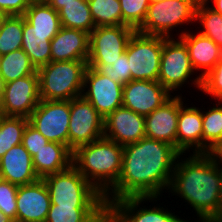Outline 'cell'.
<instances>
[{
  "instance_id": "obj_33",
  "label": "cell",
  "mask_w": 222,
  "mask_h": 222,
  "mask_svg": "<svg viewBox=\"0 0 222 222\" xmlns=\"http://www.w3.org/2000/svg\"><path fill=\"white\" fill-rule=\"evenodd\" d=\"M29 120L25 117L5 116L0 124V158L13 146L22 143Z\"/></svg>"
},
{
  "instance_id": "obj_30",
  "label": "cell",
  "mask_w": 222,
  "mask_h": 222,
  "mask_svg": "<svg viewBox=\"0 0 222 222\" xmlns=\"http://www.w3.org/2000/svg\"><path fill=\"white\" fill-rule=\"evenodd\" d=\"M195 22L202 27L198 33L210 38L222 49V15L210 8L207 3H198Z\"/></svg>"
},
{
  "instance_id": "obj_48",
  "label": "cell",
  "mask_w": 222,
  "mask_h": 222,
  "mask_svg": "<svg viewBox=\"0 0 222 222\" xmlns=\"http://www.w3.org/2000/svg\"><path fill=\"white\" fill-rule=\"evenodd\" d=\"M197 4L198 3H205L207 0H194Z\"/></svg>"
},
{
  "instance_id": "obj_3",
  "label": "cell",
  "mask_w": 222,
  "mask_h": 222,
  "mask_svg": "<svg viewBox=\"0 0 222 222\" xmlns=\"http://www.w3.org/2000/svg\"><path fill=\"white\" fill-rule=\"evenodd\" d=\"M122 155L123 146L103 136L78 147L72 165L104 196L120 176Z\"/></svg>"
},
{
  "instance_id": "obj_17",
  "label": "cell",
  "mask_w": 222,
  "mask_h": 222,
  "mask_svg": "<svg viewBox=\"0 0 222 222\" xmlns=\"http://www.w3.org/2000/svg\"><path fill=\"white\" fill-rule=\"evenodd\" d=\"M104 137L121 146L136 143L145 136V116L123 106L104 118Z\"/></svg>"
},
{
  "instance_id": "obj_28",
  "label": "cell",
  "mask_w": 222,
  "mask_h": 222,
  "mask_svg": "<svg viewBox=\"0 0 222 222\" xmlns=\"http://www.w3.org/2000/svg\"><path fill=\"white\" fill-rule=\"evenodd\" d=\"M36 71L22 49L0 56V75L5 83L33 75Z\"/></svg>"
},
{
  "instance_id": "obj_23",
  "label": "cell",
  "mask_w": 222,
  "mask_h": 222,
  "mask_svg": "<svg viewBox=\"0 0 222 222\" xmlns=\"http://www.w3.org/2000/svg\"><path fill=\"white\" fill-rule=\"evenodd\" d=\"M73 152L64 144L48 142L32 157L39 179L67 170L72 165Z\"/></svg>"
},
{
  "instance_id": "obj_40",
  "label": "cell",
  "mask_w": 222,
  "mask_h": 222,
  "mask_svg": "<svg viewBox=\"0 0 222 222\" xmlns=\"http://www.w3.org/2000/svg\"><path fill=\"white\" fill-rule=\"evenodd\" d=\"M214 163L222 165V138L213 144L205 153Z\"/></svg>"
},
{
  "instance_id": "obj_14",
  "label": "cell",
  "mask_w": 222,
  "mask_h": 222,
  "mask_svg": "<svg viewBox=\"0 0 222 222\" xmlns=\"http://www.w3.org/2000/svg\"><path fill=\"white\" fill-rule=\"evenodd\" d=\"M40 100L39 77L36 71L33 75L6 83L0 107L5 116L29 118Z\"/></svg>"
},
{
  "instance_id": "obj_45",
  "label": "cell",
  "mask_w": 222,
  "mask_h": 222,
  "mask_svg": "<svg viewBox=\"0 0 222 222\" xmlns=\"http://www.w3.org/2000/svg\"><path fill=\"white\" fill-rule=\"evenodd\" d=\"M0 222H14V221L0 211Z\"/></svg>"
},
{
  "instance_id": "obj_39",
  "label": "cell",
  "mask_w": 222,
  "mask_h": 222,
  "mask_svg": "<svg viewBox=\"0 0 222 222\" xmlns=\"http://www.w3.org/2000/svg\"><path fill=\"white\" fill-rule=\"evenodd\" d=\"M33 0H0V11L5 16L24 15Z\"/></svg>"
},
{
  "instance_id": "obj_32",
  "label": "cell",
  "mask_w": 222,
  "mask_h": 222,
  "mask_svg": "<svg viewBox=\"0 0 222 222\" xmlns=\"http://www.w3.org/2000/svg\"><path fill=\"white\" fill-rule=\"evenodd\" d=\"M88 3L95 27L127 25L122 20L119 0H88Z\"/></svg>"
},
{
  "instance_id": "obj_19",
  "label": "cell",
  "mask_w": 222,
  "mask_h": 222,
  "mask_svg": "<svg viewBox=\"0 0 222 222\" xmlns=\"http://www.w3.org/2000/svg\"><path fill=\"white\" fill-rule=\"evenodd\" d=\"M187 29H181L176 35L185 43L192 67L196 73L201 70L199 75L203 78L220 60L222 49L210 38Z\"/></svg>"
},
{
  "instance_id": "obj_43",
  "label": "cell",
  "mask_w": 222,
  "mask_h": 222,
  "mask_svg": "<svg viewBox=\"0 0 222 222\" xmlns=\"http://www.w3.org/2000/svg\"><path fill=\"white\" fill-rule=\"evenodd\" d=\"M205 3H207L210 8L222 15V0H207Z\"/></svg>"
},
{
  "instance_id": "obj_10",
  "label": "cell",
  "mask_w": 222,
  "mask_h": 222,
  "mask_svg": "<svg viewBox=\"0 0 222 222\" xmlns=\"http://www.w3.org/2000/svg\"><path fill=\"white\" fill-rule=\"evenodd\" d=\"M136 30L128 25L98 26L89 34L88 65L114 64Z\"/></svg>"
},
{
  "instance_id": "obj_37",
  "label": "cell",
  "mask_w": 222,
  "mask_h": 222,
  "mask_svg": "<svg viewBox=\"0 0 222 222\" xmlns=\"http://www.w3.org/2000/svg\"><path fill=\"white\" fill-rule=\"evenodd\" d=\"M17 191L18 186L0 179V211L17 222Z\"/></svg>"
},
{
  "instance_id": "obj_38",
  "label": "cell",
  "mask_w": 222,
  "mask_h": 222,
  "mask_svg": "<svg viewBox=\"0 0 222 222\" xmlns=\"http://www.w3.org/2000/svg\"><path fill=\"white\" fill-rule=\"evenodd\" d=\"M48 142L49 140L28 122L23 132L22 144L31 157L35 156Z\"/></svg>"
},
{
  "instance_id": "obj_6",
  "label": "cell",
  "mask_w": 222,
  "mask_h": 222,
  "mask_svg": "<svg viewBox=\"0 0 222 222\" xmlns=\"http://www.w3.org/2000/svg\"><path fill=\"white\" fill-rule=\"evenodd\" d=\"M197 3L194 0H159L150 2L146 18L136 30L145 35L171 38L174 31L182 25L195 26V11ZM187 25H186V24ZM175 28V30H173ZM173 31V33H171Z\"/></svg>"
},
{
  "instance_id": "obj_2",
  "label": "cell",
  "mask_w": 222,
  "mask_h": 222,
  "mask_svg": "<svg viewBox=\"0 0 222 222\" xmlns=\"http://www.w3.org/2000/svg\"><path fill=\"white\" fill-rule=\"evenodd\" d=\"M169 192L172 196L181 197V200L183 198V202L193 208L198 217L194 222H217L220 165L205 153L180 154L175 163Z\"/></svg>"
},
{
  "instance_id": "obj_12",
  "label": "cell",
  "mask_w": 222,
  "mask_h": 222,
  "mask_svg": "<svg viewBox=\"0 0 222 222\" xmlns=\"http://www.w3.org/2000/svg\"><path fill=\"white\" fill-rule=\"evenodd\" d=\"M28 120L50 142L68 147L70 101L41 99Z\"/></svg>"
},
{
  "instance_id": "obj_21",
  "label": "cell",
  "mask_w": 222,
  "mask_h": 222,
  "mask_svg": "<svg viewBox=\"0 0 222 222\" xmlns=\"http://www.w3.org/2000/svg\"><path fill=\"white\" fill-rule=\"evenodd\" d=\"M184 104L179 110L177 126V151L180 154L202 153V110ZM190 106V107H189Z\"/></svg>"
},
{
  "instance_id": "obj_26",
  "label": "cell",
  "mask_w": 222,
  "mask_h": 222,
  "mask_svg": "<svg viewBox=\"0 0 222 222\" xmlns=\"http://www.w3.org/2000/svg\"><path fill=\"white\" fill-rule=\"evenodd\" d=\"M23 16L40 33H58L62 27L58 11L45 0H33Z\"/></svg>"
},
{
  "instance_id": "obj_42",
  "label": "cell",
  "mask_w": 222,
  "mask_h": 222,
  "mask_svg": "<svg viewBox=\"0 0 222 222\" xmlns=\"http://www.w3.org/2000/svg\"><path fill=\"white\" fill-rule=\"evenodd\" d=\"M219 207L217 210V222L222 221V165H220V192H219Z\"/></svg>"
},
{
  "instance_id": "obj_15",
  "label": "cell",
  "mask_w": 222,
  "mask_h": 222,
  "mask_svg": "<svg viewBox=\"0 0 222 222\" xmlns=\"http://www.w3.org/2000/svg\"><path fill=\"white\" fill-rule=\"evenodd\" d=\"M172 96L158 81L131 80L123 85L122 106L146 116Z\"/></svg>"
},
{
  "instance_id": "obj_44",
  "label": "cell",
  "mask_w": 222,
  "mask_h": 222,
  "mask_svg": "<svg viewBox=\"0 0 222 222\" xmlns=\"http://www.w3.org/2000/svg\"><path fill=\"white\" fill-rule=\"evenodd\" d=\"M5 84L6 83L4 82L3 78L0 76V105H1L2 99H3Z\"/></svg>"
},
{
  "instance_id": "obj_22",
  "label": "cell",
  "mask_w": 222,
  "mask_h": 222,
  "mask_svg": "<svg viewBox=\"0 0 222 222\" xmlns=\"http://www.w3.org/2000/svg\"><path fill=\"white\" fill-rule=\"evenodd\" d=\"M89 34L83 30L61 27L51 40V61H87Z\"/></svg>"
},
{
  "instance_id": "obj_9",
  "label": "cell",
  "mask_w": 222,
  "mask_h": 222,
  "mask_svg": "<svg viewBox=\"0 0 222 222\" xmlns=\"http://www.w3.org/2000/svg\"><path fill=\"white\" fill-rule=\"evenodd\" d=\"M160 199V197H127L116 200L107 207V222H189L187 218L178 216L172 209L169 210L166 205L165 208L158 203L153 206L158 200L160 202ZM146 202L153 204L145 207L143 204Z\"/></svg>"
},
{
  "instance_id": "obj_35",
  "label": "cell",
  "mask_w": 222,
  "mask_h": 222,
  "mask_svg": "<svg viewBox=\"0 0 222 222\" xmlns=\"http://www.w3.org/2000/svg\"><path fill=\"white\" fill-rule=\"evenodd\" d=\"M128 62L125 49V52L114 64L88 65V67L97 69L101 74L108 76L114 82L124 85L131 81V71L129 70Z\"/></svg>"
},
{
  "instance_id": "obj_8",
  "label": "cell",
  "mask_w": 222,
  "mask_h": 222,
  "mask_svg": "<svg viewBox=\"0 0 222 222\" xmlns=\"http://www.w3.org/2000/svg\"><path fill=\"white\" fill-rule=\"evenodd\" d=\"M162 48L163 36L133 33L126 46L131 80L158 81Z\"/></svg>"
},
{
  "instance_id": "obj_5",
  "label": "cell",
  "mask_w": 222,
  "mask_h": 222,
  "mask_svg": "<svg viewBox=\"0 0 222 222\" xmlns=\"http://www.w3.org/2000/svg\"><path fill=\"white\" fill-rule=\"evenodd\" d=\"M51 204L59 206H106L103 195L71 165L43 178Z\"/></svg>"
},
{
  "instance_id": "obj_20",
  "label": "cell",
  "mask_w": 222,
  "mask_h": 222,
  "mask_svg": "<svg viewBox=\"0 0 222 222\" xmlns=\"http://www.w3.org/2000/svg\"><path fill=\"white\" fill-rule=\"evenodd\" d=\"M0 179L16 186L39 180L33 168L32 157L22 143L13 146L0 158Z\"/></svg>"
},
{
  "instance_id": "obj_27",
  "label": "cell",
  "mask_w": 222,
  "mask_h": 222,
  "mask_svg": "<svg viewBox=\"0 0 222 222\" xmlns=\"http://www.w3.org/2000/svg\"><path fill=\"white\" fill-rule=\"evenodd\" d=\"M61 26L79 29L90 34L95 28L88 0H76L58 10Z\"/></svg>"
},
{
  "instance_id": "obj_31",
  "label": "cell",
  "mask_w": 222,
  "mask_h": 222,
  "mask_svg": "<svg viewBox=\"0 0 222 222\" xmlns=\"http://www.w3.org/2000/svg\"><path fill=\"white\" fill-rule=\"evenodd\" d=\"M214 106L202 111V153L222 138V101H216Z\"/></svg>"
},
{
  "instance_id": "obj_24",
  "label": "cell",
  "mask_w": 222,
  "mask_h": 222,
  "mask_svg": "<svg viewBox=\"0 0 222 222\" xmlns=\"http://www.w3.org/2000/svg\"><path fill=\"white\" fill-rule=\"evenodd\" d=\"M57 33H40L34 30L23 16L22 50L38 70L51 62V40Z\"/></svg>"
},
{
  "instance_id": "obj_7",
  "label": "cell",
  "mask_w": 222,
  "mask_h": 222,
  "mask_svg": "<svg viewBox=\"0 0 222 222\" xmlns=\"http://www.w3.org/2000/svg\"><path fill=\"white\" fill-rule=\"evenodd\" d=\"M194 73L196 77L192 78ZM158 82L173 95L176 93L181 95V92L177 91H181L186 83L189 86L191 84L200 92L202 78L192 67L188 49L179 37L176 39L175 37H163ZM189 82L191 83L189 84Z\"/></svg>"
},
{
  "instance_id": "obj_1",
  "label": "cell",
  "mask_w": 222,
  "mask_h": 222,
  "mask_svg": "<svg viewBox=\"0 0 222 222\" xmlns=\"http://www.w3.org/2000/svg\"><path fill=\"white\" fill-rule=\"evenodd\" d=\"M179 155L170 144L147 137L123 146L120 176L103 196L106 207L127 197H162Z\"/></svg>"
},
{
  "instance_id": "obj_13",
  "label": "cell",
  "mask_w": 222,
  "mask_h": 222,
  "mask_svg": "<svg viewBox=\"0 0 222 222\" xmlns=\"http://www.w3.org/2000/svg\"><path fill=\"white\" fill-rule=\"evenodd\" d=\"M82 96L105 118L122 106L123 85L114 82L97 69L87 67Z\"/></svg>"
},
{
  "instance_id": "obj_18",
  "label": "cell",
  "mask_w": 222,
  "mask_h": 222,
  "mask_svg": "<svg viewBox=\"0 0 222 222\" xmlns=\"http://www.w3.org/2000/svg\"><path fill=\"white\" fill-rule=\"evenodd\" d=\"M16 202L17 222H45L51 199L43 179L18 186Z\"/></svg>"
},
{
  "instance_id": "obj_36",
  "label": "cell",
  "mask_w": 222,
  "mask_h": 222,
  "mask_svg": "<svg viewBox=\"0 0 222 222\" xmlns=\"http://www.w3.org/2000/svg\"><path fill=\"white\" fill-rule=\"evenodd\" d=\"M200 92L211 96L214 101H222V56L214 68L202 78Z\"/></svg>"
},
{
  "instance_id": "obj_16",
  "label": "cell",
  "mask_w": 222,
  "mask_h": 222,
  "mask_svg": "<svg viewBox=\"0 0 222 222\" xmlns=\"http://www.w3.org/2000/svg\"><path fill=\"white\" fill-rule=\"evenodd\" d=\"M185 97L173 95L161 107L145 116V136L170 144L177 150V126L179 110Z\"/></svg>"
},
{
  "instance_id": "obj_46",
  "label": "cell",
  "mask_w": 222,
  "mask_h": 222,
  "mask_svg": "<svg viewBox=\"0 0 222 222\" xmlns=\"http://www.w3.org/2000/svg\"><path fill=\"white\" fill-rule=\"evenodd\" d=\"M4 117H5L4 111L0 107V124H1V121Z\"/></svg>"
},
{
  "instance_id": "obj_11",
  "label": "cell",
  "mask_w": 222,
  "mask_h": 222,
  "mask_svg": "<svg viewBox=\"0 0 222 222\" xmlns=\"http://www.w3.org/2000/svg\"><path fill=\"white\" fill-rule=\"evenodd\" d=\"M104 136V118L83 96L70 100L68 148L74 152Z\"/></svg>"
},
{
  "instance_id": "obj_34",
  "label": "cell",
  "mask_w": 222,
  "mask_h": 222,
  "mask_svg": "<svg viewBox=\"0 0 222 222\" xmlns=\"http://www.w3.org/2000/svg\"><path fill=\"white\" fill-rule=\"evenodd\" d=\"M122 11V20L128 25L137 30L144 22L149 0H119Z\"/></svg>"
},
{
  "instance_id": "obj_29",
  "label": "cell",
  "mask_w": 222,
  "mask_h": 222,
  "mask_svg": "<svg viewBox=\"0 0 222 222\" xmlns=\"http://www.w3.org/2000/svg\"><path fill=\"white\" fill-rule=\"evenodd\" d=\"M23 15L5 16L0 25V56L22 49Z\"/></svg>"
},
{
  "instance_id": "obj_47",
  "label": "cell",
  "mask_w": 222,
  "mask_h": 222,
  "mask_svg": "<svg viewBox=\"0 0 222 222\" xmlns=\"http://www.w3.org/2000/svg\"><path fill=\"white\" fill-rule=\"evenodd\" d=\"M4 17H5V15L0 11V25H1V22H2Z\"/></svg>"
},
{
  "instance_id": "obj_25",
  "label": "cell",
  "mask_w": 222,
  "mask_h": 222,
  "mask_svg": "<svg viewBox=\"0 0 222 222\" xmlns=\"http://www.w3.org/2000/svg\"><path fill=\"white\" fill-rule=\"evenodd\" d=\"M45 222H107V207L51 204Z\"/></svg>"
},
{
  "instance_id": "obj_41",
  "label": "cell",
  "mask_w": 222,
  "mask_h": 222,
  "mask_svg": "<svg viewBox=\"0 0 222 222\" xmlns=\"http://www.w3.org/2000/svg\"><path fill=\"white\" fill-rule=\"evenodd\" d=\"M51 7L56 11L61 9L64 4H70L71 2H76V0H45Z\"/></svg>"
},
{
  "instance_id": "obj_4",
  "label": "cell",
  "mask_w": 222,
  "mask_h": 222,
  "mask_svg": "<svg viewBox=\"0 0 222 222\" xmlns=\"http://www.w3.org/2000/svg\"><path fill=\"white\" fill-rule=\"evenodd\" d=\"M87 61H51L37 70L42 100L70 101L82 96Z\"/></svg>"
}]
</instances>
